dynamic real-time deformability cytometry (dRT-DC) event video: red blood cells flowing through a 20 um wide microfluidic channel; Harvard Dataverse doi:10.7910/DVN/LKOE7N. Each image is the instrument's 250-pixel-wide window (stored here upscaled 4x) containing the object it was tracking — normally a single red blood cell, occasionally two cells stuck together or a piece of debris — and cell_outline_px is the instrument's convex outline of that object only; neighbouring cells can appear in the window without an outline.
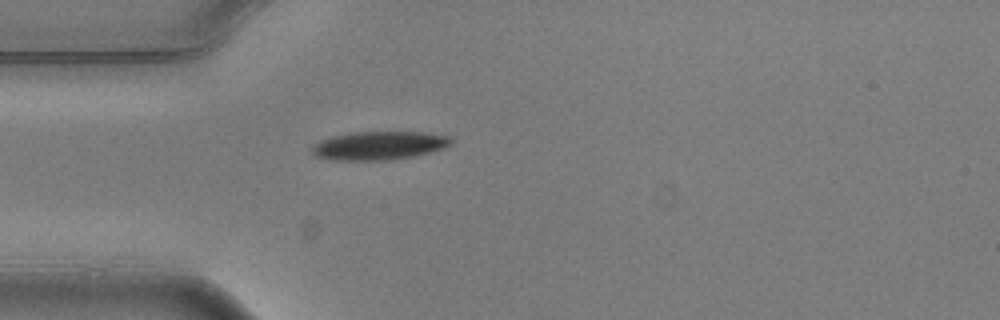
{"species": "common noctule bat (a hibernating species)", "species_latin": "Nyctalus noctula", "temperature_condition": "warm", "stored_images_in_passage": 1, "camera_frame_rate_fps": 3000, "um_per_image_px": 0.085, "animal": {"sex": "male", "body_mass_g": 20.5, "forearm_length_mm": 52.5}, "frame": {"image": 1, "passage_image": 1, "time_ms": 0.0, "image_size_px": [1000, 320], "cell_outline_px": [[452, 144], [444, 148], [412, 156], [392, 160], [332, 160], [316, 156], [308, 148], [312, 144], [320, 140], [332, 136], [352, 132], [424, 132], [448, 136], [452, 140]], "centroid_in_image_um": [32.16, 12.37], "position_along_channel_um": 52.8, "area_um2": 23.18}}